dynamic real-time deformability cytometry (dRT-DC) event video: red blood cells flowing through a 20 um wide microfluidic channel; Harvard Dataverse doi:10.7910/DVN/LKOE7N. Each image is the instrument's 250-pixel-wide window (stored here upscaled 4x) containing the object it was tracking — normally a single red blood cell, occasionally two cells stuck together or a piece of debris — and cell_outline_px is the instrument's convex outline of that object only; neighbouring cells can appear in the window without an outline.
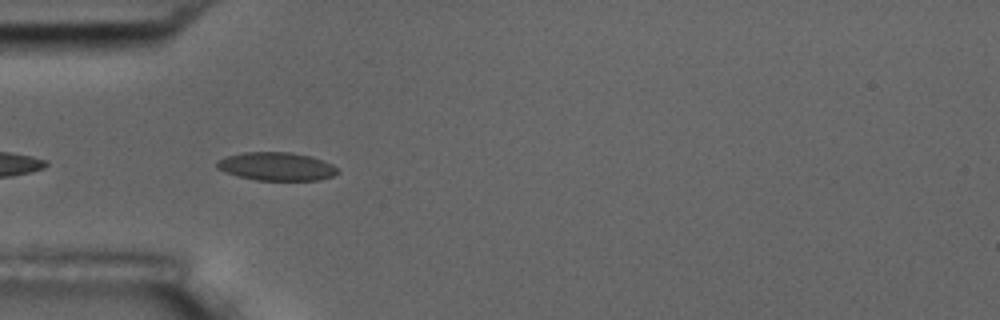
{"species": "common noctule bat (a hibernating species)", "species_latin": "Nyctalus noctula", "temperature_condition": "room temperature", "stored_images_in_passage": 8, "camera_frame_rate_fps": 3000, "um_per_image_px": 0.085, "animal": {"sex": "male", "body_mass_g": 17.5, "forearm_length_mm": 52.3}, "frame": {"image": 1, "passage_image": 5, "time_ms": 1.333, "image_size_px": [1000, 320], "cell_outline_px": [[340, 172], [332, 176], [320, 180], [256, 180], [240, 176], [216, 168], [216, 160], [224, 156], [244, 152], [292, 152], [312, 156], [332, 164]], "centroid_in_image_um": [23.5, 14.13], "position_along_channel_um": 61.5, "area_um2": 19.94}}
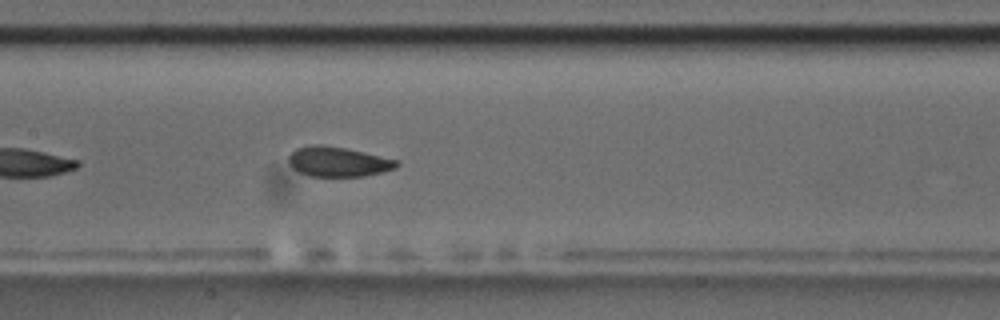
{"frame": {"image": 2, "passage_image": 8, "time_ms": 2.333, "image_size_px": [1000, 320], "cell_outline_px": [[400, 164], [396, 168], [384, 172], [364, 176], [308, 176], [292, 168], [288, 164], [288, 156], [296, 148], [308, 144], [320, 144], [344, 148], [364, 152], [400, 160]], "centroid_in_image_um": [28.74, 13.74], "position_along_channel_um": 178.7, "area_um2": 19.07}}